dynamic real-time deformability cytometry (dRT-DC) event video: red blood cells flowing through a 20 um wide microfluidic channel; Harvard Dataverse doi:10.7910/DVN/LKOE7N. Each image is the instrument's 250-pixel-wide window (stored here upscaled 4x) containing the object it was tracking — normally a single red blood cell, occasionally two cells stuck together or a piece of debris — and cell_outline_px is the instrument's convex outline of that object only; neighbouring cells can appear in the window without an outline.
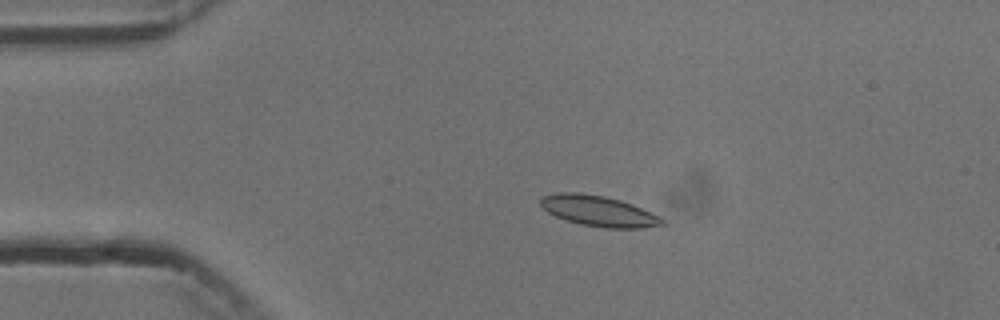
{"species": "common noctule bat (a hibernating species)", "species_latin": "Nyctalus noctula", "temperature_condition": "cold", "stored_images_in_passage": 6, "camera_frame_rate_fps": 3000, "um_per_image_px": 0.085, "animal": {"sex": "male", "body_mass_g": 13.3}, "frame": {"image": 1, "passage_image": 3, "time_ms": 3.333, "image_size_px": [1000, 320], "cell_outline_px": [[668, 224], [644, 228], [604, 228], [580, 224], [556, 216], [548, 212], [540, 204], [540, 196], [556, 192], [576, 192], [604, 196], [620, 200], [632, 204], [660, 216]], "centroid_in_image_um": [50.9, 17.93], "position_along_channel_um": 34.1, "area_um2": 21.79}}
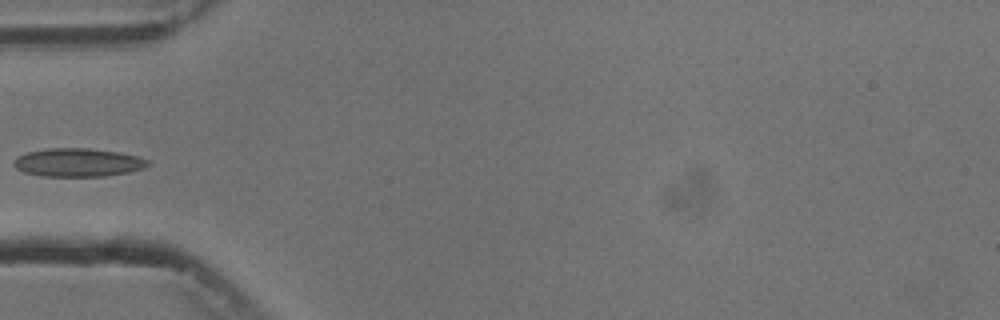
{"frame": {"image": 2, "passage_image": 5, "time_ms": 5.667, "image_size_px": [1000, 320], "cell_outline_px": [[152, 164], [144, 168], [128, 172], [104, 176], [40, 176], [24, 172], [16, 168], [12, 164], [12, 160], [16, 156], [28, 152], [48, 148], [88, 148], [116, 152], [136, 156], [148, 160]], "centroid_in_image_um": [6.59, 13.81], "position_along_channel_um": 78.4, "area_um2": 22.2}}
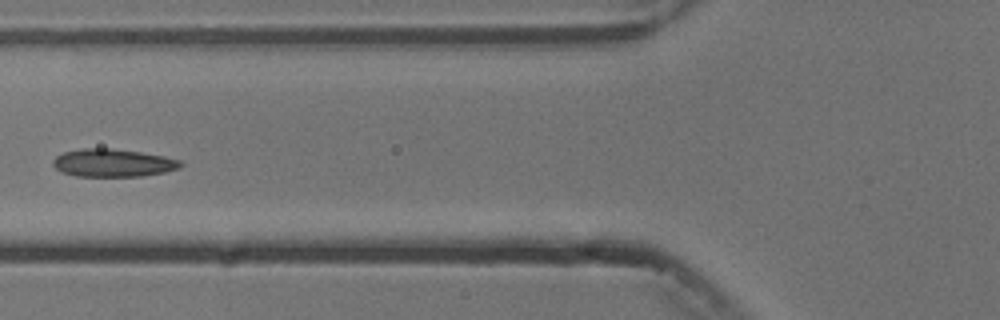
{"frame": {"image": 3, "passage_image": 6, "time_ms": 6.667, "image_size_px": [1000, 320], "cell_outline_px": [[184, 164], [180, 168], [164, 172], [140, 176], [76, 176], [60, 172], [52, 164], [52, 160], [56, 156], [64, 152], [80, 148], [112, 148], [140, 152], [164, 156], [180, 160]], "centroid_in_image_um": [9.58, 13.84], "position_along_channel_um": 116.2, "area_um2": 20.81}}